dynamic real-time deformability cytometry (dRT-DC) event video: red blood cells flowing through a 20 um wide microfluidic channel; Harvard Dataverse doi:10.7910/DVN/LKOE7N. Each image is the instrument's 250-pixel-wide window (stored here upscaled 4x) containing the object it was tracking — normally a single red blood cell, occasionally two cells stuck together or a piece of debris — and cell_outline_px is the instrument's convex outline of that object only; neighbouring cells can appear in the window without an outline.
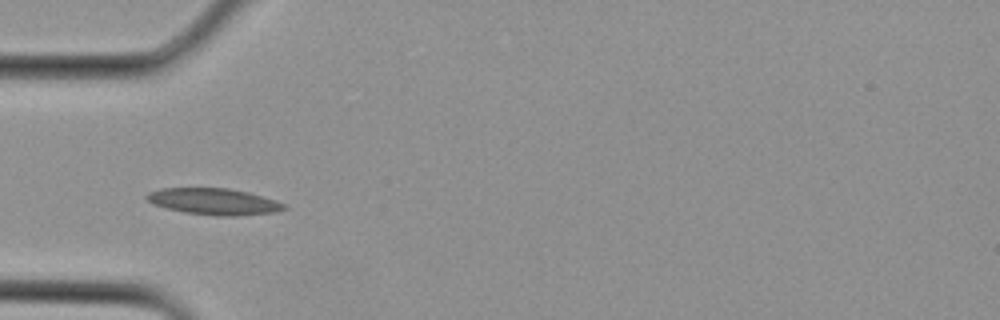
{"species": "Egyptian fruit bat (a non-hibernating species)", "species_latin": "Rousettus aegyptiacus", "temperature_condition": "cold", "stored_images_in_passage": 12, "camera_frame_rate_fps": 3000, "um_per_image_px": 0.085, "animal": {"sex": "female"}, "frame": {"image": 1, "passage_image": 1, "time_ms": 0.0, "image_size_px": [1000, 320], "cell_outline_px": [[288, 208], [276, 212], [236, 216], [216, 216], [184, 212], [152, 204], [144, 196], [148, 192], [160, 188], [228, 188], [248, 192], [284, 204]], "centroid_in_image_um": [18.14, 17.13], "position_along_channel_um": 66.9, "area_um2": 21.04}}
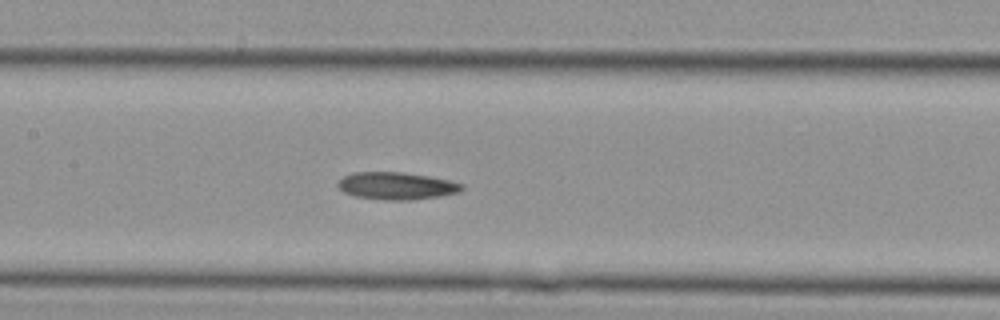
{"frame": {"image": 2, "passage_image": 6, "time_ms": 1.667, "image_size_px": [1000, 320], "cell_outline_px": [[464, 188], [460, 192], [440, 196], [408, 200], [388, 200], [356, 196], [344, 192], [336, 184], [344, 176], [356, 172], [404, 172], [428, 176], [448, 180], [464, 184]], "centroid_in_image_um": [33.73, 15.79], "position_along_channel_um": 173.7, "area_um2": 19.59}}
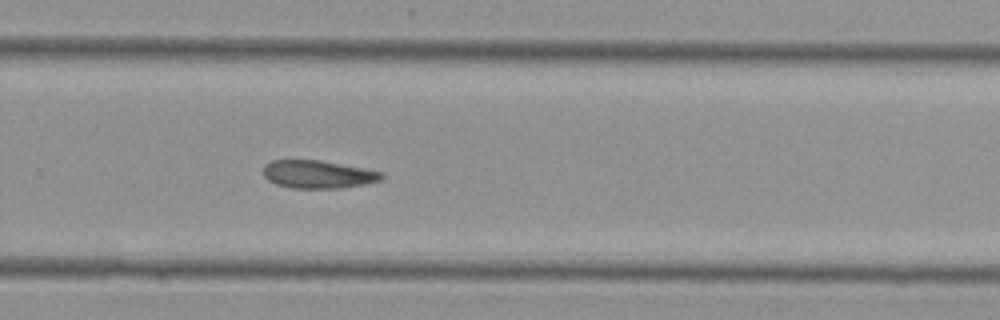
{"frame": {"image": 3, "passage_image": 12, "time_ms": 3.667, "image_size_px": [1000, 320], "cell_outline_px": [[384, 176], [380, 180], [364, 184], [340, 188], [292, 188], [276, 184], [268, 180], [264, 176], [264, 164], [272, 160], [320, 160], [364, 168], [384, 172]], "centroid_in_image_um": [27.03, 14.81], "position_along_channel_um": 302.8, "area_um2": 19.25}}